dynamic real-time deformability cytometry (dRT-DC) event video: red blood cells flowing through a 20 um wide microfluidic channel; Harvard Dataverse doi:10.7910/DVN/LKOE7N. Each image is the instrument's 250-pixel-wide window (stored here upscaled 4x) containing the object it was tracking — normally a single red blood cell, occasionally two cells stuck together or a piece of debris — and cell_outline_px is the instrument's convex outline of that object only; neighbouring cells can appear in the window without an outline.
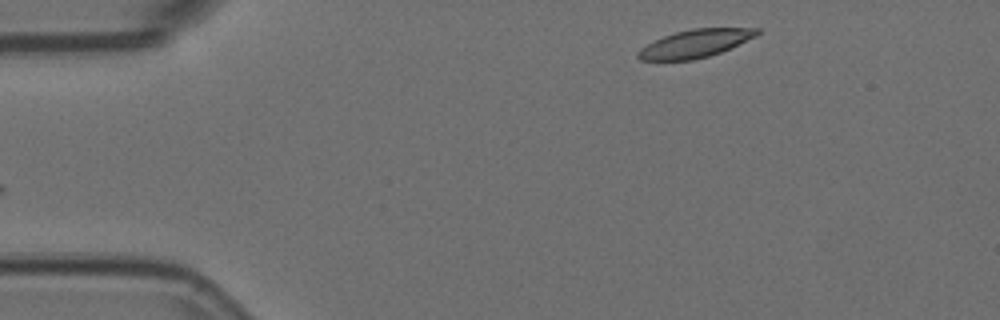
{"species": "Egyptian fruit bat (a non-hibernating species)", "species_latin": "Rousettus aegyptiacus", "temperature_condition": "room temperature", "stored_images_in_passage": 40, "camera_frame_rate_fps": 3000, "um_per_image_px": 0.085, "animal": {"sex": "female"}, "frame": {"image": 1, "passage_image": 1, "time_ms": 0.0, "image_size_px": [1000, 320], "cell_outline_px": [[760, 32], [756, 36], [720, 52], [708, 56], [692, 60], [640, 60], [636, 56], [636, 52], [640, 48], [664, 36], [676, 32], [692, 28], [760, 28]], "centroid_in_image_um": [59.07, 3.7], "position_along_channel_um": 25.9, "area_um2": 19.13}}
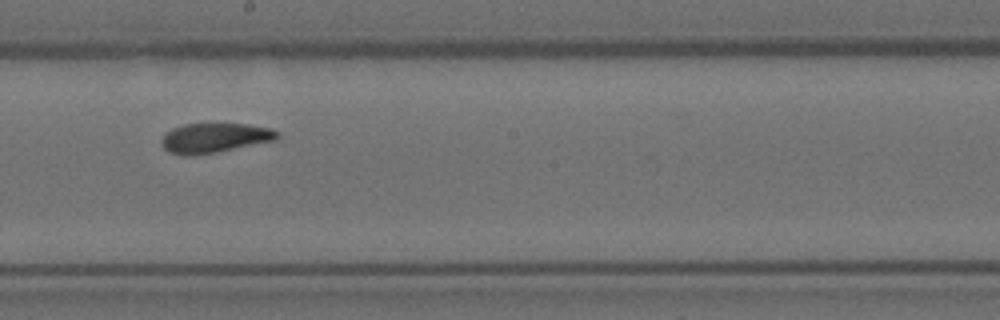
{"frame": {"image": 2, "passage_image": 23, "time_ms": 7.333, "image_size_px": [1000, 320], "cell_outline_px": [[280, 136], [276, 140], [196, 156], [184, 156], [168, 152], [160, 144], [160, 140], [164, 132], [172, 128], [184, 124], [248, 124], [272, 128], [280, 132]], "centroid_in_image_um": [18.21, 11.73], "position_along_channel_um": 230.0, "area_um2": 20.35}}
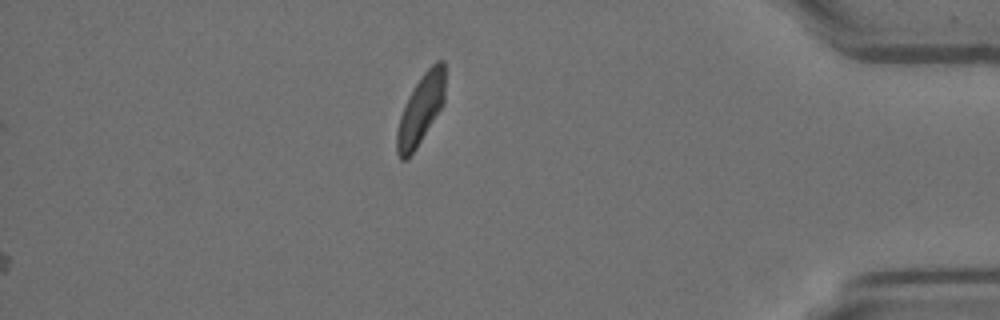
{"frame": {"image": 3, "passage_image": 40, "time_ms": 13.0, "image_size_px": [1000, 320], "cell_outline_px": [[444, 104], [416, 148], [404, 160], [400, 160], [396, 152], [396, 132], [400, 116], [416, 84], [424, 72], [436, 60], [444, 60]], "centroid_in_image_um": [35.77, 9.32], "position_along_channel_um": 399.4, "area_um2": 19.13}, "authors_computed_cell_mechanics": {"area_um2": 20.5768, "velocity_mm_per_s": 3.6851, "shape_relaxation_time_tau1_ms": 3.3223, "shape_relaxation_time_tau2_ms": 3.0994, "deformation_change_tau1": 0.1379, "deformation_change_tau2": 0.0941}}